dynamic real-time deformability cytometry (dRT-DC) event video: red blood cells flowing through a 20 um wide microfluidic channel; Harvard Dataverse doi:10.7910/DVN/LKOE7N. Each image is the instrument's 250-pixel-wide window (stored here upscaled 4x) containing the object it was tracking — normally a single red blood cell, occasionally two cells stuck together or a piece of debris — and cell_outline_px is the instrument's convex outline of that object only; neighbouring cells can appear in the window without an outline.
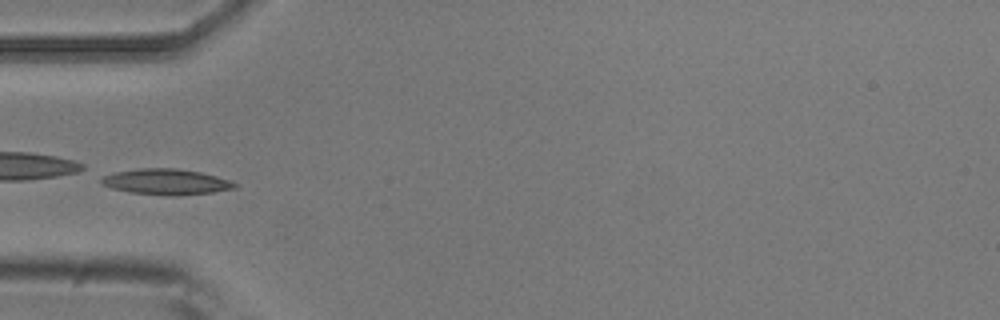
{"species": "common noctule bat (a hibernating species)", "species_latin": "Nyctalus noctula", "temperature_condition": "room temperature", "stored_images_in_passage": 3, "camera_frame_rate_fps": 3000, "um_per_image_px": 0.085, "animal": {"sex": "male", "body_mass_g": 20.5, "forearm_length_mm": 52.5}, "frame": {"image": 1, "passage_image": 3, "time_ms": 2.333, "image_size_px": [1000, 320], "cell_outline_px": [[236, 188], [212, 192], [172, 196], [168, 196], [132, 192], [112, 188], [104, 184], [100, 180], [104, 176], [116, 172], [136, 168], [176, 168], [200, 172], [216, 176], [228, 180], [236, 184]], "centroid_in_image_um": [14.13, 15.45], "position_along_channel_um": 70.9, "area_um2": 19.71}}